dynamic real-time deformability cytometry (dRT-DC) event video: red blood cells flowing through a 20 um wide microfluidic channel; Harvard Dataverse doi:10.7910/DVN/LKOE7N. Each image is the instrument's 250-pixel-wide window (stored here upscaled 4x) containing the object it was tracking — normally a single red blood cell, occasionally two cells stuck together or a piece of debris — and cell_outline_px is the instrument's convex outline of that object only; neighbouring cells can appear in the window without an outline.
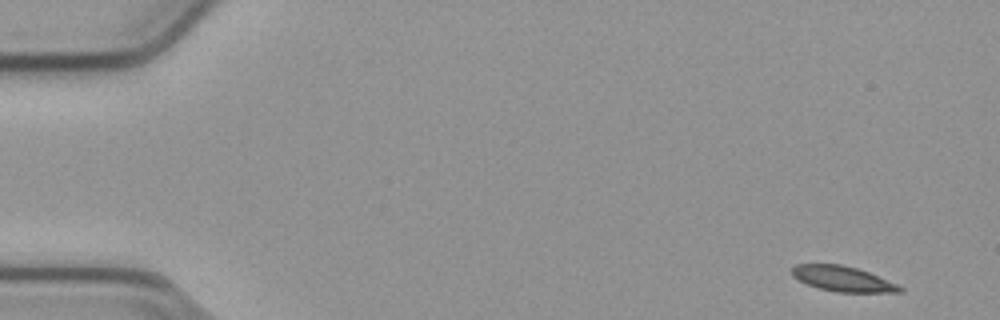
{"species": "common noctule bat (a hibernating species)", "species_latin": "Nyctalus noctula", "temperature_condition": "cold", "stored_images_in_passage": 52, "camera_frame_rate_fps": 3000, "um_per_image_px": 0.085, "animal": {"sex": "male", "body_mass_g": 23.1, "forearm_length_mm": 52.7}, "frame": {"image": 1, "passage_image": 1, "time_ms": 0.0, "image_size_px": [1000, 320], "cell_outline_px": [[904, 292], [836, 292], [816, 288], [792, 276], [792, 268], [796, 264], [840, 264], [856, 268], [868, 272], [896, 284], [904, 288]], "centroid_in_image_um": [71.62, 23.7], "position_along_channel_um": 13.4, "area_um2": 15.72}}
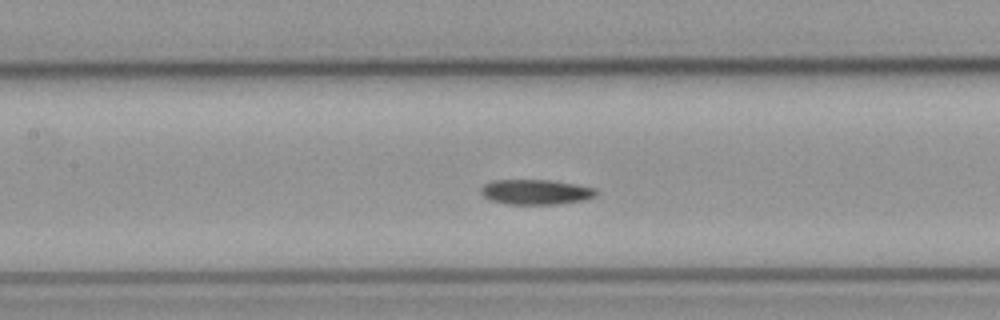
{"frame": {"image": 2, "passage_image": 23, "time_ms": 7.333, "image_size_px": [1000, 320], "cell_outline_px": [[596, 196], [584, 200], [560, 204], [508, 204], [488, 200], [480, 192], [480, 188], [484, 184], [492, 180], [548, 180], [576, 184], [596, 188]], "centroid_in_image_um": [45.52, 16.32], "position_along_channel_um": 161.9, "area_um2": 16.94}}
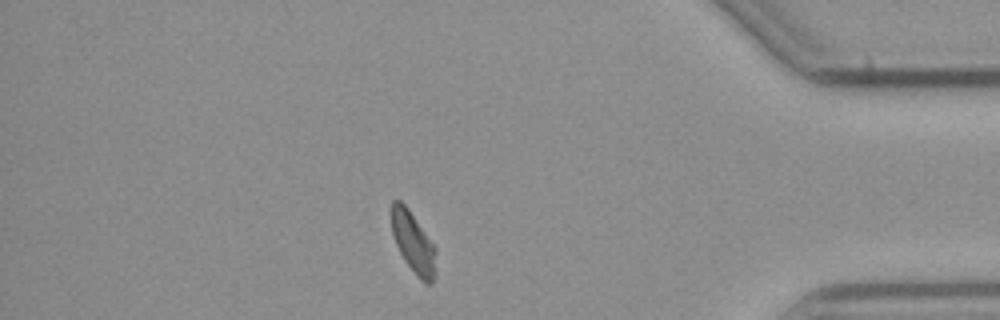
{"frame": {"image": 3, "passage_image": 45, "time_ms": 14.667, "image_size_px": [1000, 320], "cell_outline_px": [[436, 276], [432, 284], [424, 284], [416, 276], [404, 260], [396, 244], [392, 232], [392, 200], [400, 200], [408, 208], [436, 248]], "centroid_in_image_um": [35.16, 20.69], "position_along_channel_um": 400.0, "area_um2": 15.9}}